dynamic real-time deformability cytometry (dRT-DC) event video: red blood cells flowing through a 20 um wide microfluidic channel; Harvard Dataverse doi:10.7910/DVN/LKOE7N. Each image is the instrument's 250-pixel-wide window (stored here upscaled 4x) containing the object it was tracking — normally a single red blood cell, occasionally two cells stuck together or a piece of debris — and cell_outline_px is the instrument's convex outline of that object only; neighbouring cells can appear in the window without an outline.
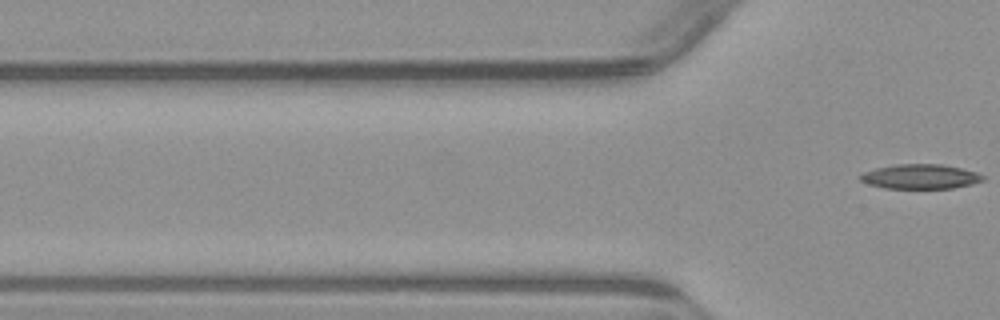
{"species": "common noctule bat (a hibernating species)", "species_latin": "Nyctalus noctula", "temperature_condition": "warm", "stored_images_in_passage": 5, "segment_of_instrument_passage": [2, 2], "camera_frame_rate_fps": 3000, "um_per_image_px": 0.085, "animal": {"sex": "male", "body_mass_g": 23.1, "forearm_length_mm": 52.7}, "frame": {"image": 1, "passage_image": 5, "time_ms": 5.667, "image_size_px": [1000, 320], "cell_outline_px": [[984, 180], [952, 188], [884, 188], [868, 184], [860, 180], [860, 176], [864, 172], [876, 168], [896, 164], [940, 164], [960, 168], [976, 172], [984, 176]], "centroid_in_image_um": [78.2, 15.0], "position_along_channel_um": 47.6, "area_um2": 17.34}}